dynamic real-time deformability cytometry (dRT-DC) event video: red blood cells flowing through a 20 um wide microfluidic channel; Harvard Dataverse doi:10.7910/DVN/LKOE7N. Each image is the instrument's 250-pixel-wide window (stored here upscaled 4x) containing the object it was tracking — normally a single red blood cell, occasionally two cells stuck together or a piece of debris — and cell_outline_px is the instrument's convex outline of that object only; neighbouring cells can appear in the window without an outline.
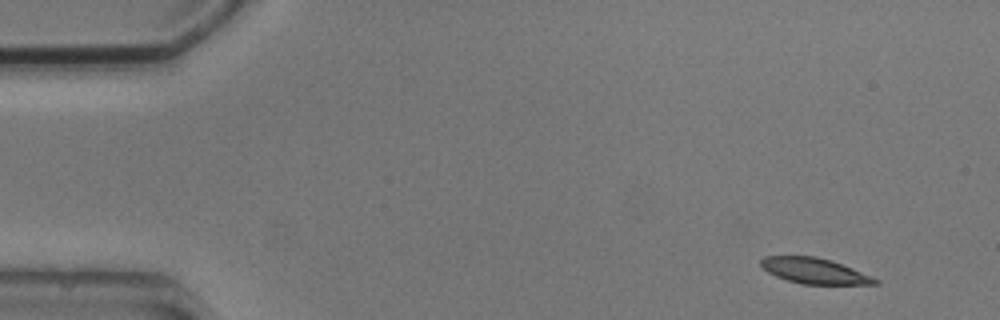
{"species": "common noctule bat (a hibernating species)", "species_latin": "Nyctalus noctula", "temperature_condition": "cold", "stored_images_in_passage": 5, "camera_frame_rate_fps": 3000, "um_per_image_px": 0.085, "animal": {"sex": "male", "body_mass_g": 20.5, "forearm_length_mm": 52.5}, "frame": {"image": 1, "passage_image": 1, "time_ms": 0.0, "image_size_px": [1000, 320], "cell_outline_px": [[880, 284], [800, 284], [776, 276], [768, 272], [760, 264], [760, 260], [764, 256], [816, 256], [832, 260], [872, 276], [880, 280]], "centroid_in_image_um": [69.25, 23.02], "position_along_channel_um": 15.8, "area_um2": 17.05}}
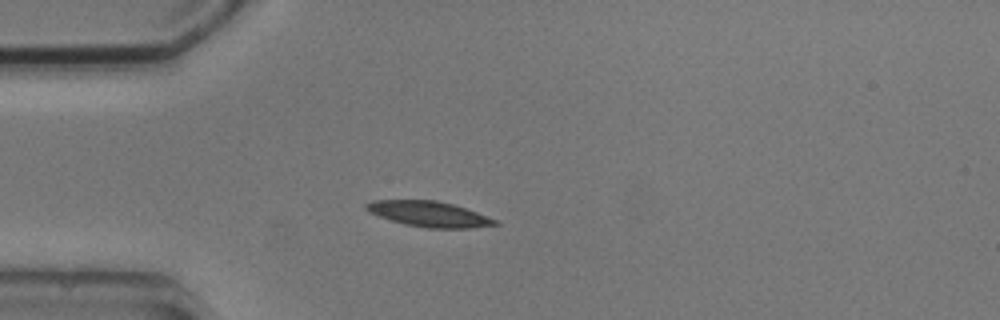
{"frame": {"image": 2, "passage_image": 4, "time_ms": 3.333, "image_size_px": [1000, 320], "cell_outline_px": [[500, 224], [468, 228], [428, 228], [404, 224], [368, 212], [364, 208], [364, 204], [372, 200], [436, 200], [452, 204], [476, 212], [496, 220]], "centroid_in_image_um": [36.41, 18.18], "position_along_channel_um": 48.6, "area_um2": 18.9}}